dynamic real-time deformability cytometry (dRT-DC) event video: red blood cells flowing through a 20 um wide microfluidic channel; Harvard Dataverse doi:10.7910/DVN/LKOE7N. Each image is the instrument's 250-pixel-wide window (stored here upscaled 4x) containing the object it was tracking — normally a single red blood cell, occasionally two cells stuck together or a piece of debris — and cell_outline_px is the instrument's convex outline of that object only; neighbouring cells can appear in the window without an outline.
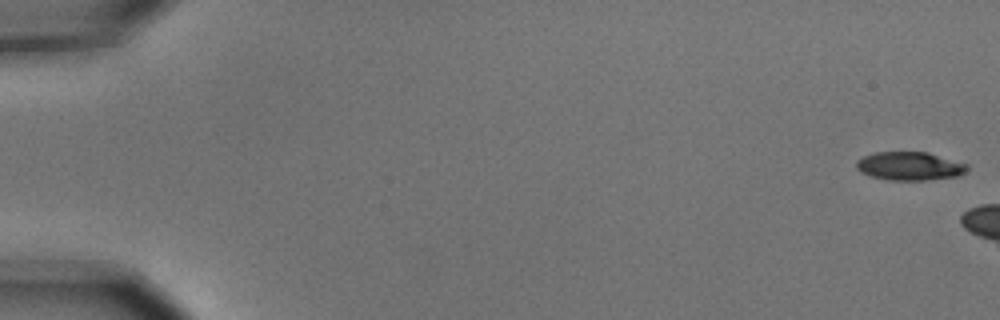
{"species": "common noctule bat (a hibernating species)", "species_latin": "Nyctalus noctula", "temperature_condition": "cold", "stored_images_in_passage": 3, "camera_frame_rate_fps": 3000, "um_per_image_px": 0.085, "animal": {"sex": "male", "body_mass_g": 15.6}, "frame": {"image": 1, "passage_image": 1, "time_ms": 0.0, "image_size_px": [1000, 320], "cell_outline_px": [[968, 168], [960, 176], [924, 180], [888, 180], [872, 176], [860, 172], [856, 168], [856, 160], [864, 156], [876, 152], [928, 152], [968, 164]], "centroid_in_image_um": [77.32, 14.11], "position_along_channel_um": 7.7, "area_um2": 18.38}}